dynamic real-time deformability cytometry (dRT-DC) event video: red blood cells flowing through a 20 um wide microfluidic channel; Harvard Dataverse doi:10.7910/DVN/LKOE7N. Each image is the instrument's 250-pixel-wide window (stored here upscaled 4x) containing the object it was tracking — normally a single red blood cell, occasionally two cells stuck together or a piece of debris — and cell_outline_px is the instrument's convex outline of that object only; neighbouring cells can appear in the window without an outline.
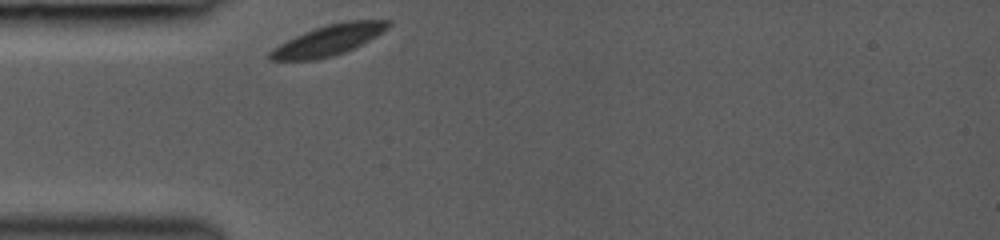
{"species": "common noctule bat (a hibernating species)", "species_latin": "Nyctalus noctula", "temperature_condition": "room temperature", "stored_images_in_passage": 28, "camera_frame_rate_fps": 3000, "um_per_image_px": 0.085, "animal": {"sex": "female", "body_mass_g": 19.0, "forearm_length_mm": 53.3}, "frame": {"image": 1, "passage_image": 1, "time_ms": 0.0, "image_size_px": [1000, 240], "cell_outline_px": [[392, 24], [388, 28], [376, 36], [344, 52], [332, 56], [312, 60], [268, 60], [268, 52], [272, 48], [304, 32], [328, 24], [348, 20], [392, 20]], "centroid_in_image_um": [27.92, 3.41], "position_along_channel_um": 57.1, "area_um2": 20.75}}
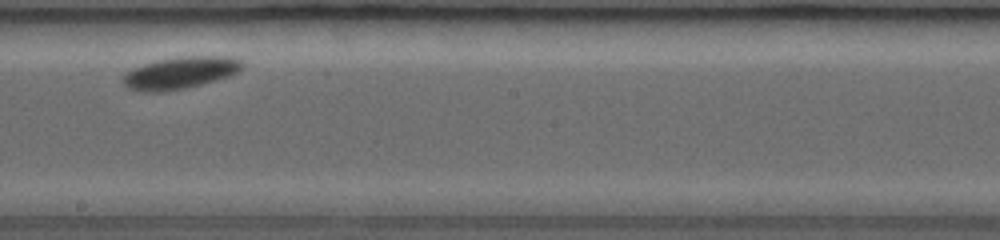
{"frame": {"image": 2, "passage_image": 15, "time_ms": 4.667, "image_size_px": [1000, 240], "cell_outline_px": [[244, 68], [240, 72], [228, 76], [200, 84], [184, 88], [160, 92], [140, 92], [128, 88], [120, 80], [132, 68], [156, 60], [180, 56], [232, 56], [244, 60]], "centroid_in_image_um": [15.35, 6.17], "position_along_channel_um": 232.8, "area_um2": 22.48}}
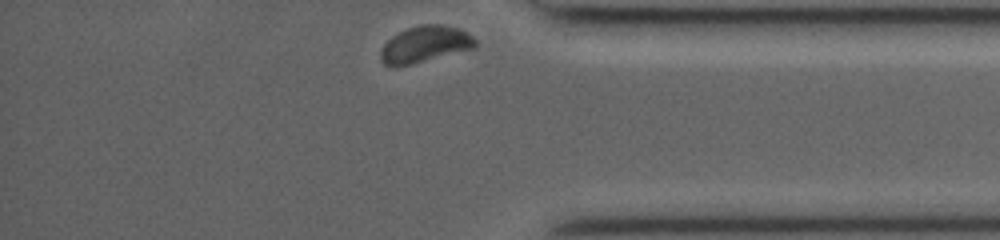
{"frame": {"image": 3, "passage_image": 28, "time_ms": 9.0, "image_size_px": [1000, 240], "cell_outline_px": [[476, 48], [396, 68], [392, 68], [384, 64], [380, 60], [380, 52], [384, 44], [392, 36], [408, 28], [420, 24], [440, 24], [460, 28], [472, 36], [476, 40]], "centroid_in_image_um": [36.11, 3.78], "position_along_channel_um": 399.1, "area_um2": 20.35}, "authors_computed_cell_mechanics": {"area_um2": 21.5305, "velocity_mm_per_s": 3.8718, "shape_relaxation_time_tau1_ms": 1.1444, "shape_relaxation_time_tau2_ms": null, "deformation_change_tau1": 0.0522, "deformation_change_tau2": null}}